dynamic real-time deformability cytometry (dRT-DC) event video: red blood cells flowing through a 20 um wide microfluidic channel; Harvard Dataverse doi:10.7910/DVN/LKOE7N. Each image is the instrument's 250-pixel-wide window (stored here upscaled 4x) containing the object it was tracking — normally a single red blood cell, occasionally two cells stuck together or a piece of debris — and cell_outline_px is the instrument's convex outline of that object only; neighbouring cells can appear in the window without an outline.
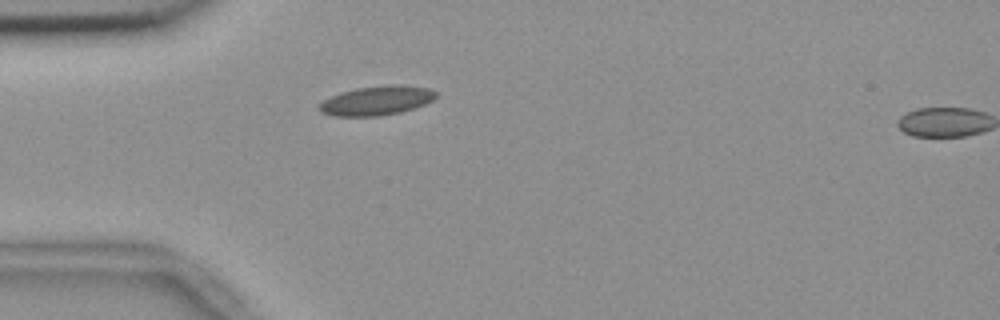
{"species": "common noctule bat (a hibernating species)", "species_latin": "Nyctalus noctula", "temperature_condition": "room temperature", "stored_images_in_passage": 2, "segment_of_instrument_passage": [1, 2], "camera_frame_rate_fps": 3000, "um_per_image_px": 0.085, "animal": {"sex": "female", "body_mass_g": 18.4}, "frame": {"image": 1, "passage_image": 1, "time_ms": 0.0, "image_size_px": [1000, 320], "cell_outline_px": [[436, 96], [432, 100], [424, 104], [400, 112], [380, 116], [332, 116], [320, 112], [316, 108], [324, 100], [340, 92], [356, 88], [388, 84], [400, 84], [428, 88], [436, 92]], "centroid_in_image_um": [31.98, 8.54], "position_along_channel_um": 53.0, "area_um2": 19.94}}